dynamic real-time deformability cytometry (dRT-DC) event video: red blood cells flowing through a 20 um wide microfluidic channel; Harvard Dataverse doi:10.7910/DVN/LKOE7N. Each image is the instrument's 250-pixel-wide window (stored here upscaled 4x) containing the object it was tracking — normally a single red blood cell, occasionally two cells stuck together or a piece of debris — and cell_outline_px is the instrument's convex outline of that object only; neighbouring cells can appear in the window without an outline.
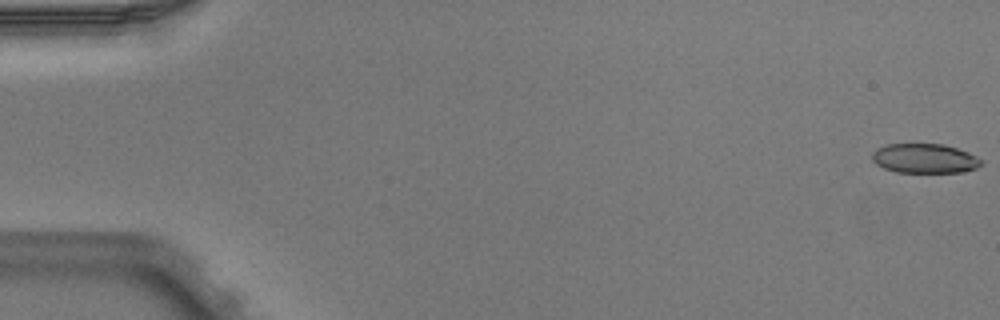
{"species": "Egyptian fruit bat (a non-hibernating species)", "species_latin": "Rousettus aegyptiacus", "temperature_condition": "warm", "stored_images_in_passage": 6, "camera_frame_rate_fps": 3000, "um_per_image_px": 0.085, "animal": {"sex": "male"}, "frame": {"image": 1, "passage_image": 1, "time_ms": 0.0, "image_size_px": [1000, 320], "cell_outline_px": [[984, 160], [976, 168], [960, 172], [896, 172], [884, 168], [876, 164], [872, 160], [872, 152], [876, 148], [888, 144], [944, 144], [968, 152]], "centroid_in_image_um": [78.58, 13.46], "position_along_channel_um": 6.4, "area_um2": 18.73}}
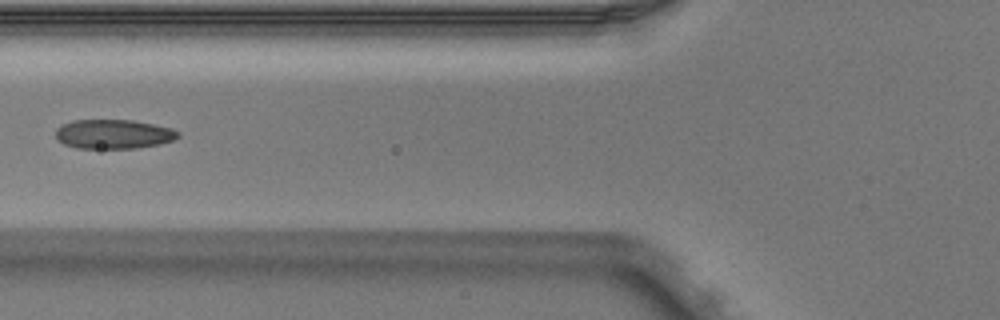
{"frame": {"image": 2, "passage_image": 6, "time_ms": 1.667, "image_size_px": [1000, 320], "cell_outline_px": [[180, 136], [172, 140], [160, 144], [136, 148], [76, 148], [64, 144], [56, 140], [56, 128], [60, 124], [72, 120], [132, 120], [172, 128], [180, 132]], "centroid_in_image_um": [9.61, 11.39], "position_along_channel_um": 116.2, "area_um2": 21.04}}